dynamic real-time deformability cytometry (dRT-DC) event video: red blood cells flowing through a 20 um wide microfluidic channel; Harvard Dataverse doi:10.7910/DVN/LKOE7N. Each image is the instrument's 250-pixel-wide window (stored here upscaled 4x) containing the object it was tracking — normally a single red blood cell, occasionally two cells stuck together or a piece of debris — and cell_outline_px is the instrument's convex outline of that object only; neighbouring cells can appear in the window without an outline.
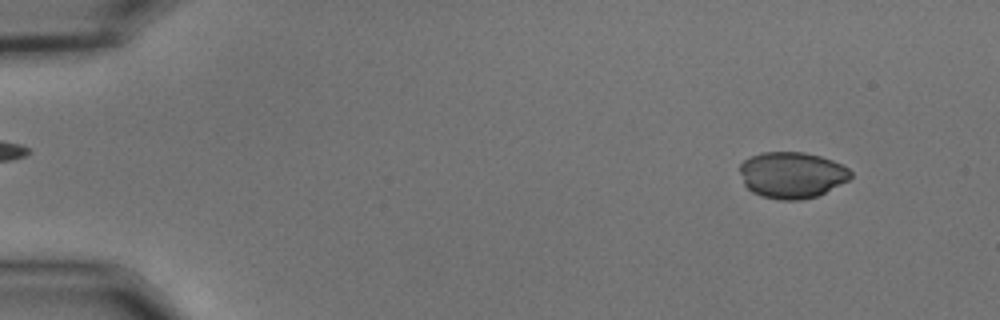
{"species": "common noctule bat (a hibernating species)", "species_latin": "Nyctalus noctula", "temperature_condition": "cold", "stored_images_in_passage": 54, "camera_frame_rate_fps": 3000, "um_per_image_px": 0.085, "animal": {"sex": "male", "body_mass_g": 15.6}, "frame": {"image": 1, "passage_image": 5, "time_ms": 1.333, "image_size_px": [1000, 320], "cell_outline_px": [[852, 176], [848, 180], [816, 196], [800, 200], [780, 200], [764, 196], [752, 192], [744, 184], [740, 172], [740, 164], [744, 160], [760, 152], [804, 152], [820, 156], [832, 160], [848, 168], [852, 172]], "centroid_in_image_um": [67.3, 14.86], "position_along_channel_um": 17.7, "area_um2": 29.71}}
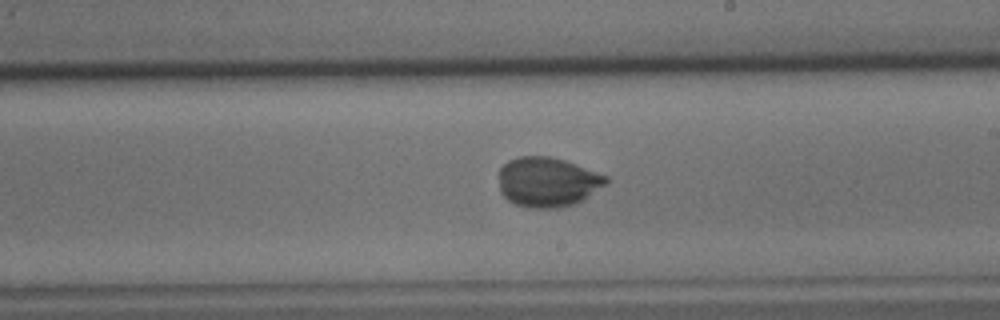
{"frame": {"image": 2, "passage_image": 32, "time_ms": 10.333, "image_size_px": [1000, 320], "cell_outline_px": [[608, 180], [604, 184], [580, 200], [572, 204], [560, 208], [528, 208], [516, 204], [508, 200], [500, 192], [500, 168], [508, 160], [520, 156], [552, 156], [564, 160], [608, 176]], "centroid_in_image_um": [46.49, 15.46], "position_along_channel_um": 242.5, "area_um2": 30.69}}
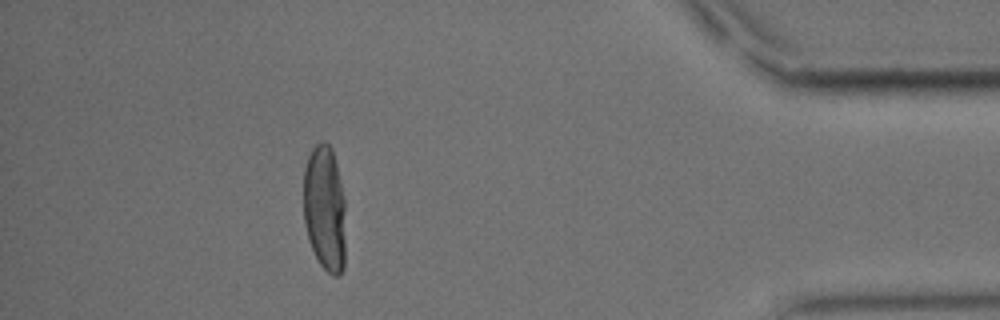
{"frame": {"image": 3, "passage_image": 49, "time_ms": 16.0, "image_size_px": [1000, 320], "cell_outline_px": [[344, 268], [340, 276], [332, 276], [320, 264], [308, 240], [304, 224], [304, 168], [308, 156], [312, 148], [316, 144], [324, 140], [332, 148], [340, 180], [344, 200]], "centroid_in_image_um": [27.59, 17.72], "position_along_channel_um": 407.6, "area_um2": 30.98}}